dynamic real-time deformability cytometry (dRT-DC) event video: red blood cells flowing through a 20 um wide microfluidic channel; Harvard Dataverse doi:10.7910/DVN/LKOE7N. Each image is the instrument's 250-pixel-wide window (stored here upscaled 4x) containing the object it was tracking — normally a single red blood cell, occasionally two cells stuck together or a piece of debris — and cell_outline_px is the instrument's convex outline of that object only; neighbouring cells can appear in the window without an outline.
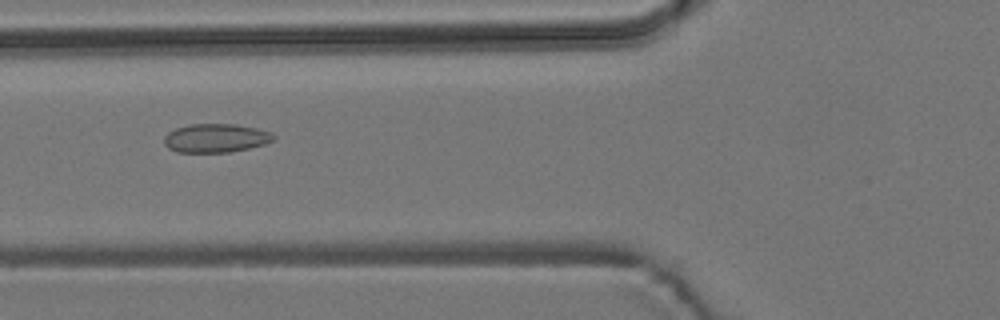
{"species": "common noctule bat (a hibernating species)", "species_latin": "Nyctalus noctula", "temperature_condition": "room temperature", "stored_images_in_passage": 7, "camera_frame_rate_fps": 3000, "um_per_image_px": 0.085, "animal": {"sex": "male", "body_mass_g": 19.2, "forearm_length_mm": 51.8}, "frame": {"image": 1, "passage_image": 5, "time_ms": 5.333, "image_size_px": [1000, 320], "cell_outline_px": [[276, 140], [264, 144], [248, 148], [228, 152], [176, 152], [168, 148], [164, 144], [164, 136], [168, 132], [176, 128], [188, 124], [236, 124], [256, 128], [272, 132], [276, 136]], "centroid_in_image_um": [18.35, 11.73], "position_along_channel_um": 107.5, "area_um2": 18.44}}
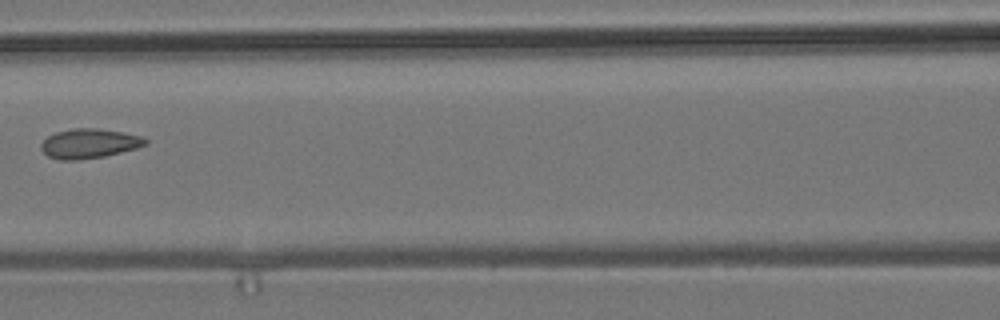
{"frame": {"image": 2, "passage_image": 6, "time_ms": 6.667, "image_size_px": [1000, 320], "cell_outline_px": [[148, 144], [136, 148], [104, 156], [80, 160], [60, 160], [48, 156], [40, 148], [40, 144], [48, 136], [56, 132], [72, 128], [96, 128], [124, 132], [140, 136], [148, 140]], "centroid_in_image_um": [7.57, 12.19], "position_along_channel_um": 159.0, "area_um2": 17.98}}
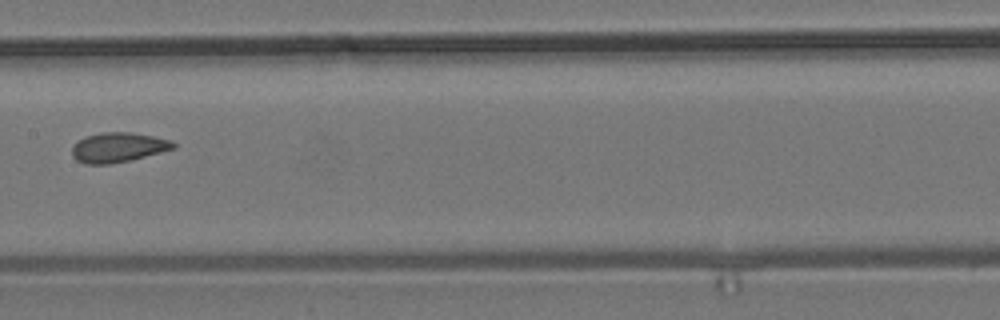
{"frame": {"image": 3, "passage_image": 7, "time_ms": 7.667, "image_size_px": [1000, 320], "cell_outline_px": [[176, 148], [128, 160], [108, 164], [84, 164], [76, 160], [72, 156], [72, 148], [84, 136], [100, 132], [128, 132], [152, 136], [172, 140], [176, 144]], "centroid_in_image_um": [10.02, 12.52], "position_along_channel_um": 197.4, "area_um2": 17.4}}